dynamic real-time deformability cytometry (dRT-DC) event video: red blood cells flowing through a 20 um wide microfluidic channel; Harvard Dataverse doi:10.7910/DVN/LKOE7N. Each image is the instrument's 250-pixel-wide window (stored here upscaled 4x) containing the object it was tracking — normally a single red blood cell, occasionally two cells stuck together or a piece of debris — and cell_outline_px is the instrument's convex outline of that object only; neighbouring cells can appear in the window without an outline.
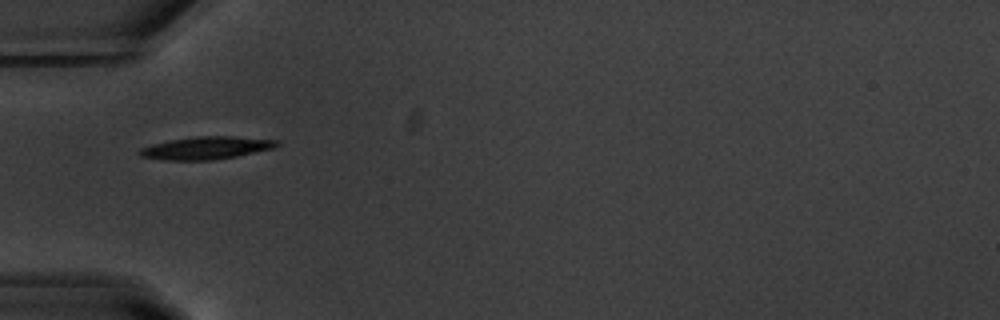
{"species": "common noctule bat (a hibernating species)", "species_latin": "Nyctalus noctula", "temperature_condition": "warm", "stored_images_in_passage": 34, "camera_frame_rate_fps": 3000, "um_per_image_px": 0.085, "animal": {"sex": "male", "body_mass_g": 20.1, "forearm_length_mm": 53.5}, "frame": {"image": 1, "passage_image": 1, "time_ms": 0.0, "image_size_px": [1000, 320], "cell_outline_px": [[280, 144], [272, 148], [236, 156], [212, 160], [164, 160], [140, 156], [136, 152], [140, 148], [152, 144], [172, 140], [196, 136], [232, 136], [280, 140]], "centroid_in_image_um": [17.51, 12.57], "position_along_channel_um": 67.5, "area_um2": 18.03}}
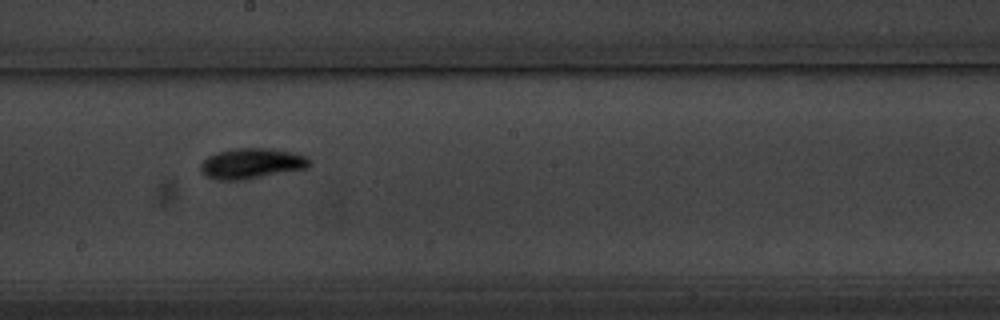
{"frame": {"image": 2, "passage_image": 14, "time_ms": 4.333, "image_size_px": [1000, 320], "cell_outline_px": [[312, 164], [308, 168], [248, 180], [216, 180], [200, 172], [200, 164], [208, 156], [216, 152], [236, 148], [272, 148], [292, 152], [308, 156], [312, 160]], "centroid_in_image_um": [21.44, 13.9], "position_along_channel_um": 226.8, "area_um2": 19.83}}
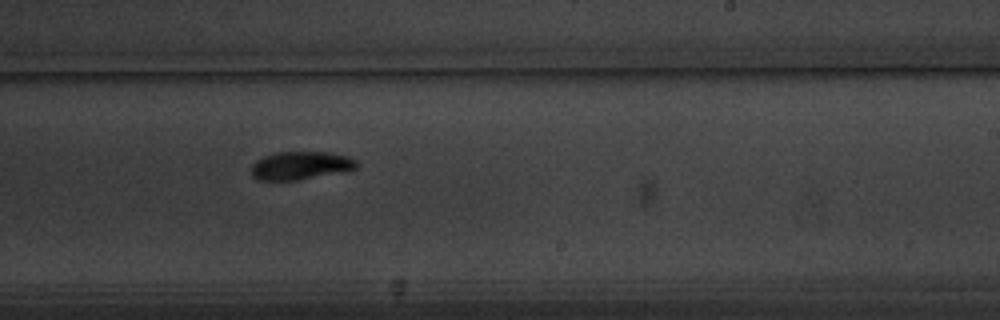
{"frame": {"image": 3, "passage_image": 17, "time_ms": 5.333, "image_size_px": [1000, 320], "cell_outline_px": [[360, 164], [352, 172], [296, 180], [256, 180], [252, 176], [252, 164], [256, 160], [264, 156], [276, 152], [328, 152], [348, 156], [356, 160]], "centroid_in_image_um": [25.63, 14.08], "position_along_channel_um": 263.4, "area_um2": 17.74}, "authors_computed_cell_mechanics": {"area_um2": 18.0047, "velocity_mm_per_s": 3.6817, "shape_relaxation_time_tau1_ms": 2.0036, "shape_relaxation_time_tau2_ms": 4.0426, "deformation_change_tau1": 0.1445, "deformation_change_tau2": 0.0767}}